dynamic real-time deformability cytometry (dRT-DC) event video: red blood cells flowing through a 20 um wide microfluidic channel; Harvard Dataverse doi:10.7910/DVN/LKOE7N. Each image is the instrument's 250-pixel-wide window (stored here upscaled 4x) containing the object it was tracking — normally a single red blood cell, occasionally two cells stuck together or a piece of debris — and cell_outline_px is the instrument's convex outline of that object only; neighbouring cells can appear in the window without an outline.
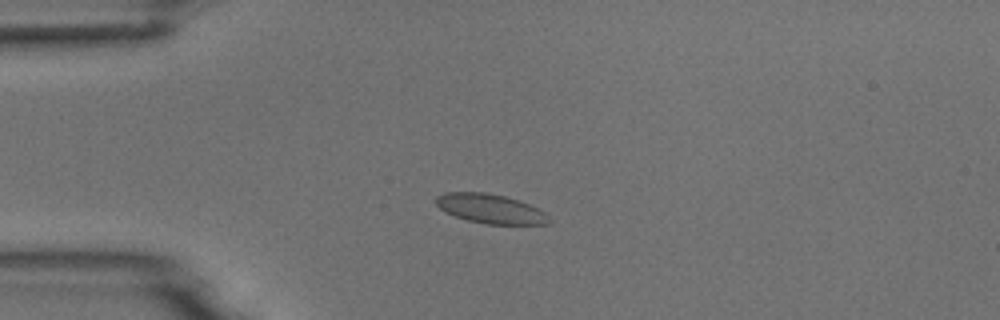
{"species": "common noctule bat (a hibernating species)", "species_latin": "Nyctalus noctula", "temperature_condition": "room temperature", "stored_images_in_passage": 7, "camera_frame_rate_fps": 3000, "um_per_image_px": 0.085, "animal": {"sex": "male", "body_mass_g": 18.8}, "frame": {"image": 1, "passage_image": 3, "time_ms": 3.0, "image_size_px": [1000, 320], "cell_outline_px": [[552, 220], [548, 224], [484, 224], [468, 220], [456, 216], [440, 208], [436, 204], [436, 196], [444, 192], [484, 192], [504, 196], [528, 204], [544, 212]], "centroid_in_image_um": [41.68, 17.74], "position_along_channel_um": 43.3, "area_um2": 19.07}}